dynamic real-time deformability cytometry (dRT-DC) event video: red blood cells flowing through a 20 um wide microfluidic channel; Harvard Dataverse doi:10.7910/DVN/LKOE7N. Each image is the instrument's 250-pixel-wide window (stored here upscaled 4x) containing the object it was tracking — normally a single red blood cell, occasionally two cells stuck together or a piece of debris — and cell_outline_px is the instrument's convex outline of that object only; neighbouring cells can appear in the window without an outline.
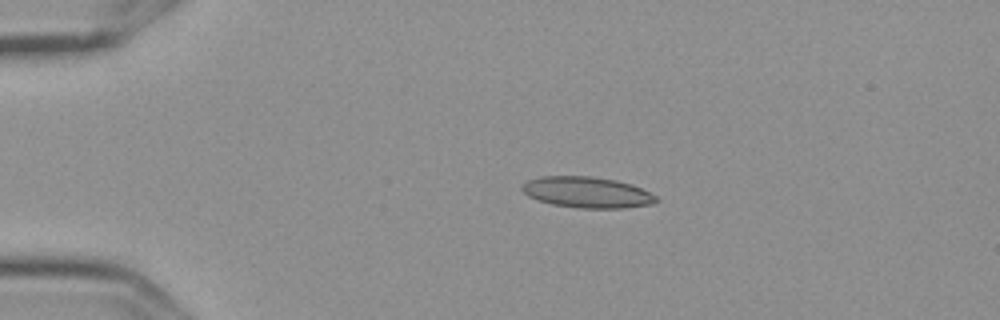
{"species": "Egyptian fruit bat (a non-hibernating species)", "species_latin": "Rousettus aegyptiacus", "temperature_condition": "cold", "stored_images_in_passage": 9, "camera_frame_rate_fps": 3000, "um_per_image_px": 0.085, "frame": {"image": 1, "passage_image": 4, "time_ms": 1.0, "image_size_px": [1000, 320], "cell_outline_px": [[660, 200], [652, 204], [624, 208], [580, 208], [552, 204], [528, 196], [520, 188], [520, 184], [528, 180], [540, 176], [592, 176], [616, 180], [632, 184], [656, 196]], "centroid_in_image_um": [49.89, 16.34], "position_along_channel_um": 35.1, "area_um2": 24.28}}
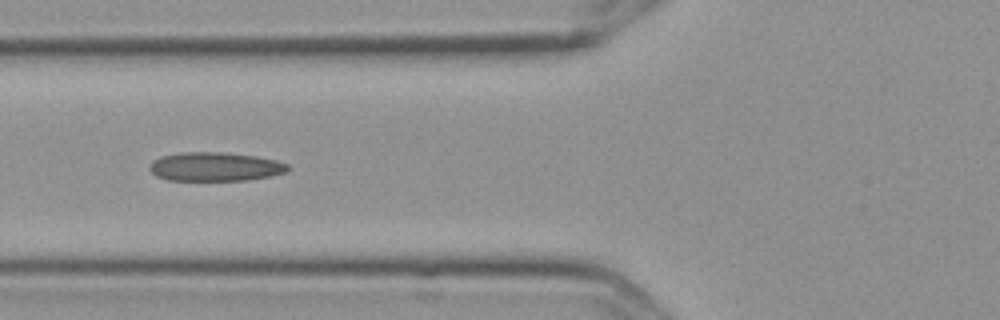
{"frame": {"image": 2, "passage_image": 7, "time_ms": 2.0, "image_size_px": [1000, 320], "cell_outline_px": [[292, 168], [288, 172], [272, 176], [248, 180], [168, 180], [156, 176], [148, 168], [148, 164], [152, 160], [160, 156], [184, 152], [220, 152], [256, 156], [276, 160], [288, 164]], "centroid_in_image_um": [18.3, 14.17], "position_along_channel_um": 107.5, "area_um2": 23.52}}
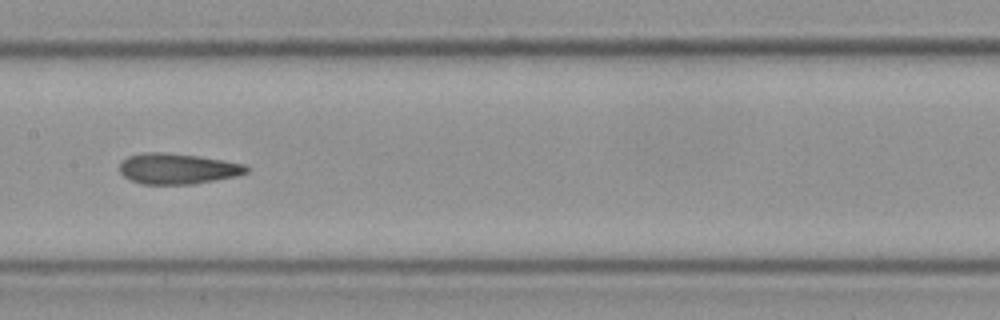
{"frame": {"image": 3, "passage_image": 9, "time_ms": 2.667, "image_size_px": [1000, 320], "cell_outline_px": [[248, 172], [236, 176], [192, 184], [144, 184], [132, 180], [124, 176], [120, 172], [120, 164], [128, 156], [144, 152], [164, 152], [200, 156], [224, 160], [244, 164], [248, 168]], "centroid_in_image_um": [15.1, 14.33], "position_along_channel_um": 192.3, "area_um2": 22.54}}